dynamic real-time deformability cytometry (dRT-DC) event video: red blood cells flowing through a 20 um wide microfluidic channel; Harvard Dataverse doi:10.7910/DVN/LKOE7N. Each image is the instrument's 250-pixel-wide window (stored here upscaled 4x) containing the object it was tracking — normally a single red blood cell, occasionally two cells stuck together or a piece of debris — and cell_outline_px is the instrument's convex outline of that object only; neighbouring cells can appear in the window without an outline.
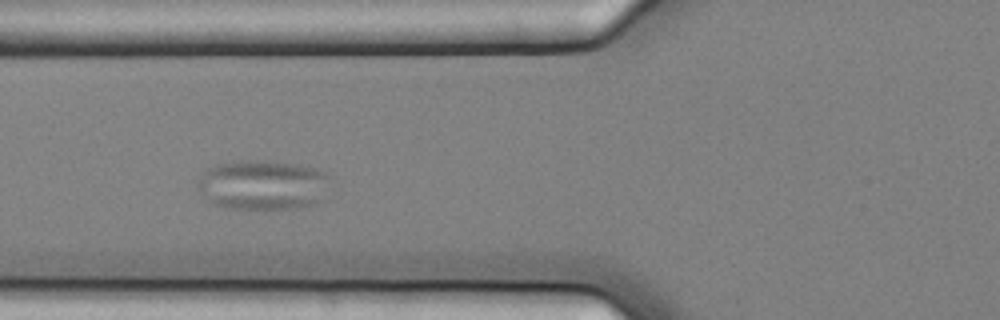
{"species": "common noctule bat (a hibernating species)", "species_latin": "Nyctalus noctula", "temperature_condition": "cold", "stored_images_in_passage": 4, "camera_frame_rate_fps": 3000, "um_per_image_px": 0.085, "animal": {"sex": "female", "body_mass_g": 25.1}, "frame": {"image": 1, "passage_image": 3, "time_ms": 0.667, "image_size_px": [1000, 320], "cell_outline_px": [[332, 176], [320, 200], [312, 204], [296, 208], [228, 208], [216, 204], [196, 184], [196, 180], [208, 168], [216, 164], [240, 160], [268, 160], [296, 164], [316, 168], [328, 172]], "centroid_in_image_um": [22.39, 15.67], "position_along_channel_um": 103.4, "area_um2": 38.21}}
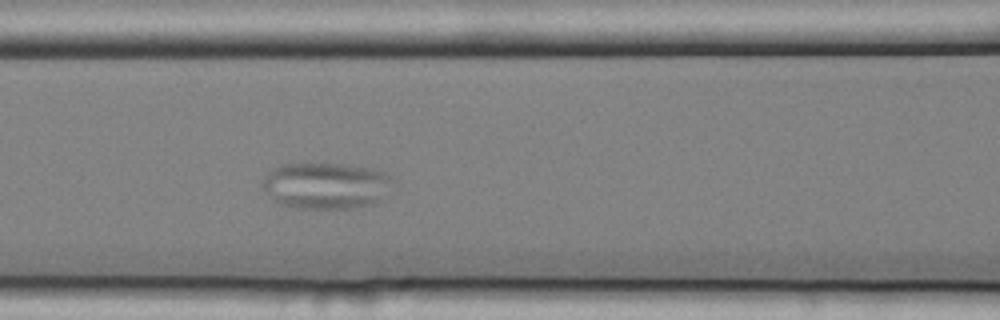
{"frame": {"image": 2, "passage_image": 4, "time_ms": 1.0, "image_size_px": [1000, 320], "cell_outline_px": [[396, 180], [372, 204], [348, 208], [300, 208], [280, 204], [260, 184], [264, 176], [268, 172], [284, 164], [344, 164], [368, 168], [388, 172]], "centroid_in_image_um": [27.71, 15.76], "position_along_channel_um": 138.9, "area_um2": 34.68}}